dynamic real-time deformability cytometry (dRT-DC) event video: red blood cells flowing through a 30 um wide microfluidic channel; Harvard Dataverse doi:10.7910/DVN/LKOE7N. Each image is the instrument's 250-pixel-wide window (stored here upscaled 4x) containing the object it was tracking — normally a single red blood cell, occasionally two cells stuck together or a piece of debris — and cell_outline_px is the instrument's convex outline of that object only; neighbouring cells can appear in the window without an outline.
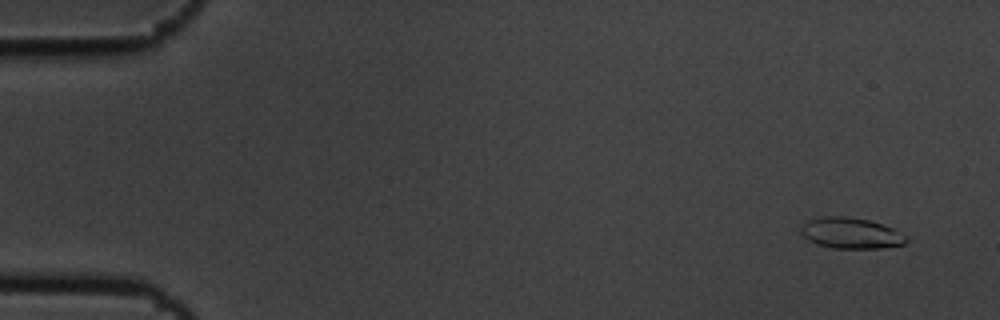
{"species": "common noctule bat (a hibernating species)", "species_latin": "Nyctalus noctula", "temperature_condition": "cold", "stored_images_in_passage": 4, "camera_frame_rate_fps": 3000, "um_per_image_px": 0.085, "animal": {"sex": "male", "body_mass_g": 19.5, "forearm_length_mm": 54.6}, "frame": {"image": 1, "passage_image": 1, "time_ms": 0.0, "image_size_px": [1000, 320], "cell_outline_px": [[908, 240], [904, 244], [880, 248], [832, 248], [816, 244], [808, 240], [800, 232], [800, 228], [808, 220], [824, 216], [844, 216], [868, 220], [892, 228], [908, 236]], "centroid_in_image_um": [72.32, 19.82], "position_along_channel_um": 12.7, "area_um2": 18.9}}